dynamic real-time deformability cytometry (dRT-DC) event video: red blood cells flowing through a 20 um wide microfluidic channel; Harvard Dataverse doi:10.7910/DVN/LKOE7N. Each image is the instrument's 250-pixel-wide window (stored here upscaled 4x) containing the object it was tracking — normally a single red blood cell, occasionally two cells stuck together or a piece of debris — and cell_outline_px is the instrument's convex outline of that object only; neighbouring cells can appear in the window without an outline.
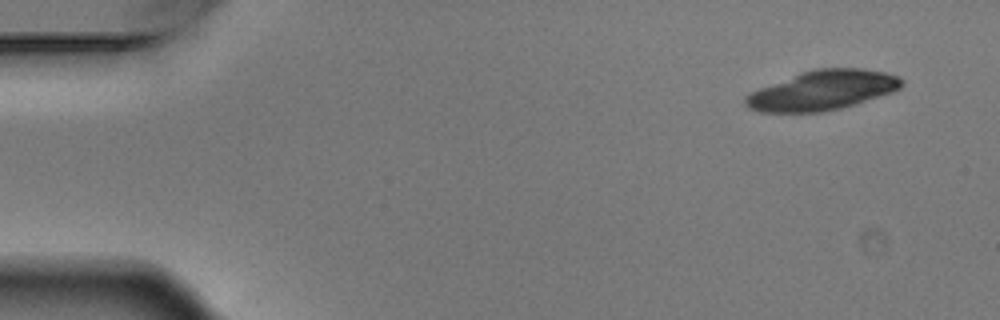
{"species": "Egyptian fruit bat (a non-hibernating species)", "species_latin": "Rousettus aegyptiacus", "temperature_condition": "warm", "stored_images_in_passage": 6, "camera_frame_rate_fps": 3000, "um_per_image_px": 0.085, "animal": {"sex": "male"}, "frame": {"image": 1, "passage_image": 1, "time_ms": 0.0, "image_size_px": [1000, 320], "cell_outline_px": [[904, 84], [900, 88], [892, 92], [856, 104], [840, 108], [820, 112], [760, 112], [748, 108], [744, 104], [744, 96], [760, 88], [804, 72], [816, 68], [860, 68], [884, 72], [900, 76], [904, 80]], "centroid_in_image_um": [69.94, 7.68], "position_along_channel_um": 15.1, "area_um2": 35.78}}
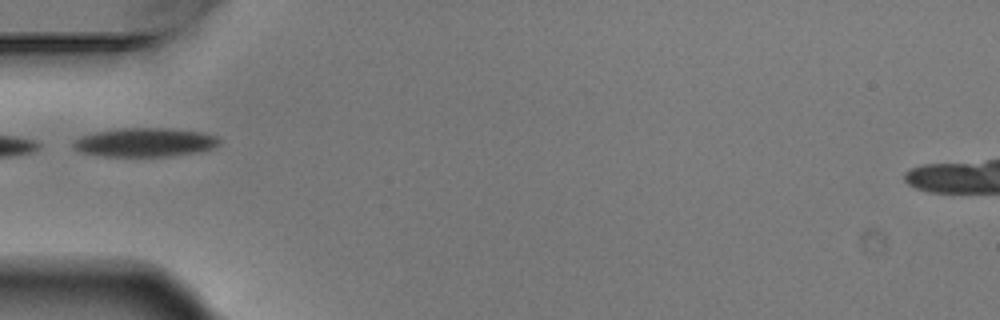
{"frame": {"image": 2, "passage_image": 5, "time_ms": 1.333, "image_size_px": [1000, 320], "cell_outline_px": [[220, 140], [212, 148], [200, 152], [168, 156], [104, 156], [80, 152], [72, 144], [80, 136], [96, 132], [124, 128], [168, 128], [200, 132], [216, 136]], "centroid_in_image_um": [12.32, 12.1], "position_along_channel_um": 72.7, "area_um2": 24.22}}
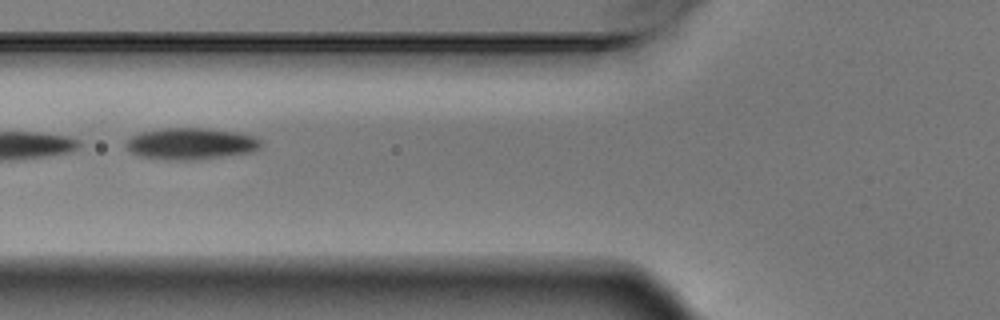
{"frame": {"image": 3, "passage_image": 6, "time_ms": 1.667, "image_size_px": [1000, 320], "cell_outline_px": [[264, 144], [256, 152], [196, 160], [172, 160], [140, 156], [132, 152], [124, 144], [124, 140], [140, 132], [160, 128], [208, 128], [240, 132], [256, 136]], "centroid_in_image_um": [16.29, 12.21], "position_along_channel_um": 109.5, "area_um2": 25.37}}